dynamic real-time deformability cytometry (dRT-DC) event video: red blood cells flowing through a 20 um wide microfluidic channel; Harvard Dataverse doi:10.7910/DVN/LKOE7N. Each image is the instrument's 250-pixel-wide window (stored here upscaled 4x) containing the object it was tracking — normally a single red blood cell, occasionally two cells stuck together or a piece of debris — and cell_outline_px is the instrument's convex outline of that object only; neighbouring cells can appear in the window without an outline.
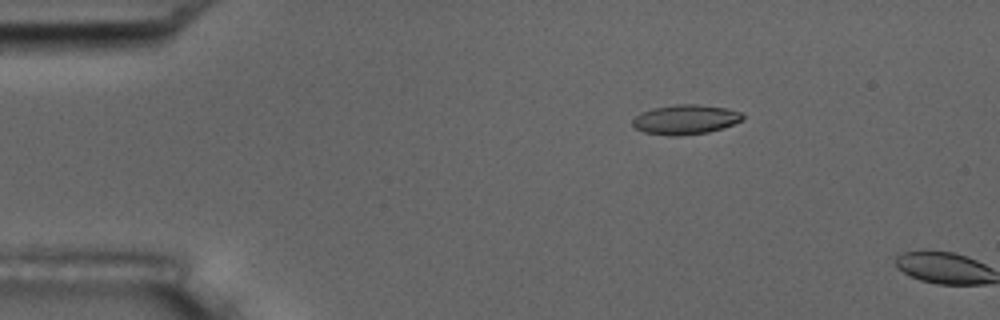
{"species": "common noctule bat (a hibernating species)", "species_latin": "Nyctalus noctula", "temperature_condition": "room temperature", "stored_images_in_passage": 4, "camera_frame_rate_fps": 3000, "um_per_image_px": 0.085, "animal": {"sex": "male", "body_mass_g": 17.5, "forearm_length_mm": 52.3}, "frame": {"image": 1, "passage_image": 3, "time_ms": 3.0, "image_size_px": [1000, 320], "cell_outline_px": [[744, 120], [708, 132], [676, 136], [668, 136], [644, 132], [636, 128], [632, 124], [632, 120], [640, 112], [652, 108], [676, 104], [696, 104], [724, 108], [740, 112], [744, 116]], "centroid_in_image_um": [58.22, 10.16], "position_along_channel_um": 26.8, "area_um2": 18.9}}